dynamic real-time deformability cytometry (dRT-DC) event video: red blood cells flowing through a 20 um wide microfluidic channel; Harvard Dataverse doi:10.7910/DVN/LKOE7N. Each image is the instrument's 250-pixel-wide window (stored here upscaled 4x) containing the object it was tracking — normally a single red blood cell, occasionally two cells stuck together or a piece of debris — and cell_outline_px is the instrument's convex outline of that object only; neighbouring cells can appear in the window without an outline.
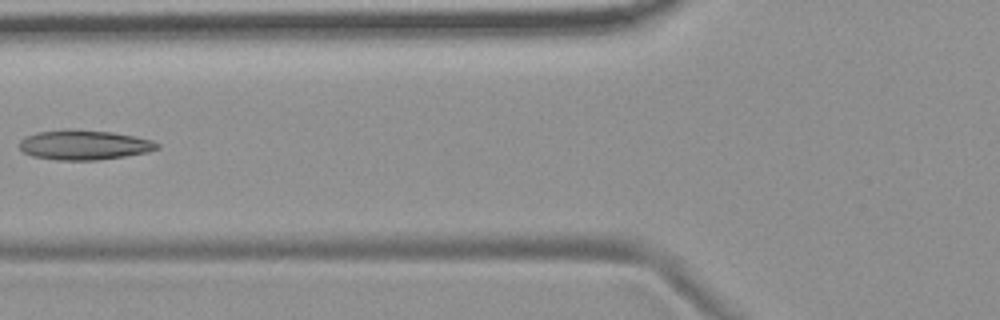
{"species": "common noctule bat (a hibernating species)", "species_latin": "Nyctalus noctula", "temperature_condition": "room temperature", "stored_images_in_passage": 4, "camera_frame_rate_fps": 3000, "um_per_image_px": 0.085, "animal": {"sex": "female", "body_mass_g": 19.9}, "frame": {"image": 1, "passage_image": 3, "time_ms": 2.333, "image_size_px": [1000, 320], "cell_outline_px": [[160, 148], [148, 152], [124, 156], [96, 160], [56, 160], [32, 156], [24, 152], [20, 148], [20, 140], [24, 136], [36, 132], [64, 128], [72, 128], [112, 132], [152, 140], [160, 144]], "centroid_in_image_um": [7.12, 12.3], "position_along_channel_um": 118.7, "area_um2": 24.16}}
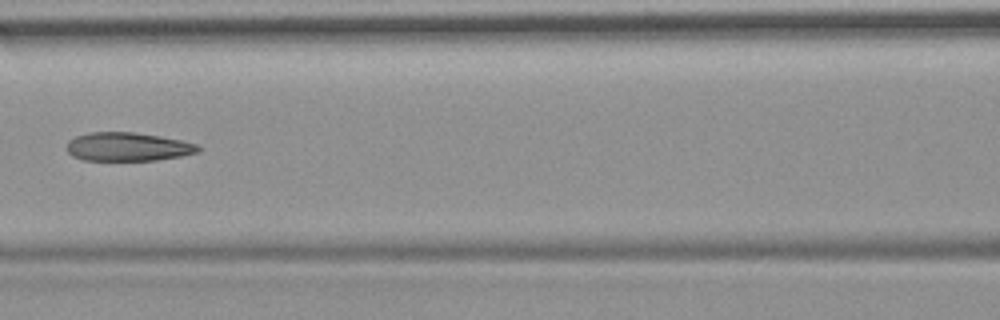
{"frame": {"image": 2, "passage_image": 4, "time_ms": 3.333, "image_size_px": [1000, 320], "cell_outline_px": [[200, 152], [180, 156], [156, 160], [84, 160], [72, 156], [68, 152], [68, 140], [76, 136], [88, 132], [132, 132], [160, 136], [180, 140], [196, 144], [200, 148]], "centroid_in_image_um": [10.85, 12.47], "position_along_channel_um": 155.7, "area_um2": 21.79}}